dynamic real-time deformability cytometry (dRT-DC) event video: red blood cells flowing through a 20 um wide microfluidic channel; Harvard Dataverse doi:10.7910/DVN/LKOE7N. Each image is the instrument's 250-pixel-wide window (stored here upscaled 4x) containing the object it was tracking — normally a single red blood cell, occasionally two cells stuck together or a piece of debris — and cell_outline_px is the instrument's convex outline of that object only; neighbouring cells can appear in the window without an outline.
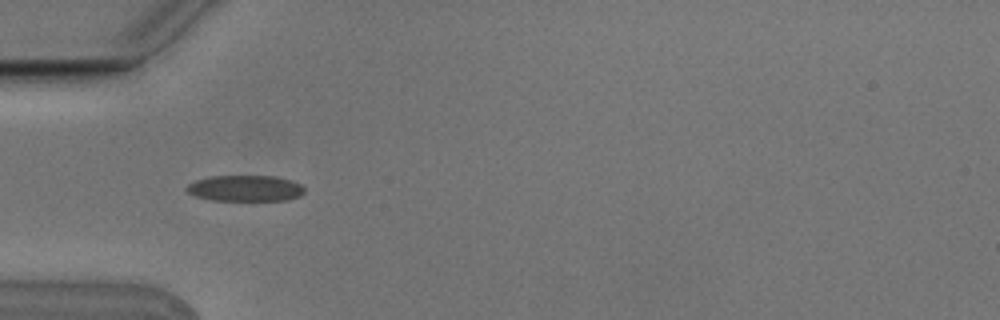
{"species": "Egyptian fruit bat (a non-hibernating species)", "species_latin": "Rousettus aegyptiacus", "temperature_condition": "cold", "stored_images_in_passage": 9, "camera_frame_rate_fps": 3000, "um_per_image_px": 0.085, "animal": {"sex": "male"}, "frame": {"image": 1, "passage_image": 6, "time_ms": 1.667, "image_size_px": [1000, 320], "cell_outline_px": [[304, 192], [300, 196], [288, 200], [212, 200], [196, 196], [188, 192], [184, 188], [188, 184], [196, 180], [212, 176], [276, 176], [292, 180], [300, 184], [304, 188]], "centroid_in_image_um": [20.86, 16.0], "position_along_channel_um": 64.1, "area_um2": 17.86}}
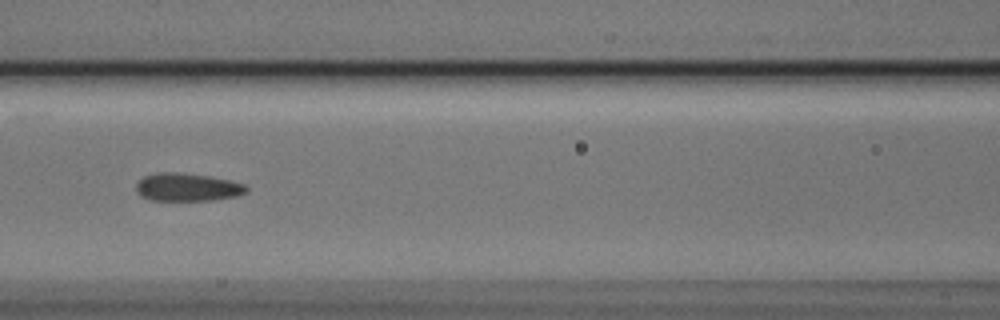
{"frame": {"image": 2, "passage_image": 8, "time_ms": 2.333, "image_size_px": [1000, 320], "cell_outline_px": [[248, 192], [236, 196], [212, 200], [148, 200], [140, 196], [136, 192], [136, 184], [144, 176], [156, 172], [180, 172], [208, 176], [228, 180], [244, 184], [248, 188]], "centroid_in_image_um": [15.89, 15.91], "position_along_channel_um": 150.7, "area_um2": 18.03}}
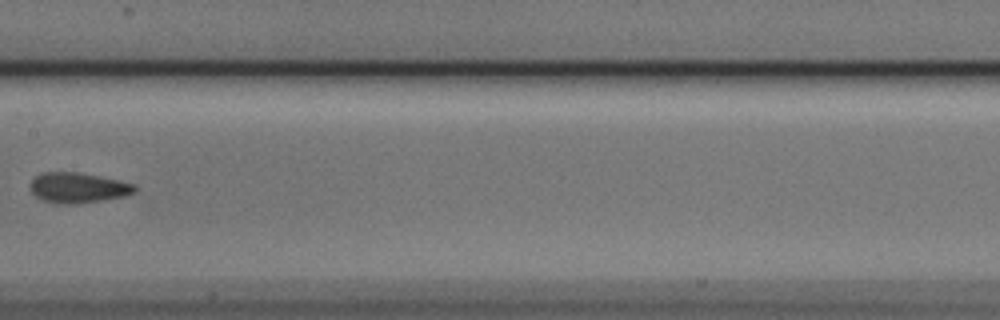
{"frame": {"image": 3, "passage_image": 9, "time_ms": 2.667, "image_size_px": [1000, 320], "cell_outline_px": [[136, 192], [128, 196], [104, 200], [76, 204], [56, 204], [40, 200], [32, 192], [32, 180], [36, 176], [44, 172], [76, 172], [100, 176], [120, 180], [136, 184]], "centroid_in_image_um": [6.69, 15.97], "position_along_channel_um": 200.7, "area_um2": 18.67}}